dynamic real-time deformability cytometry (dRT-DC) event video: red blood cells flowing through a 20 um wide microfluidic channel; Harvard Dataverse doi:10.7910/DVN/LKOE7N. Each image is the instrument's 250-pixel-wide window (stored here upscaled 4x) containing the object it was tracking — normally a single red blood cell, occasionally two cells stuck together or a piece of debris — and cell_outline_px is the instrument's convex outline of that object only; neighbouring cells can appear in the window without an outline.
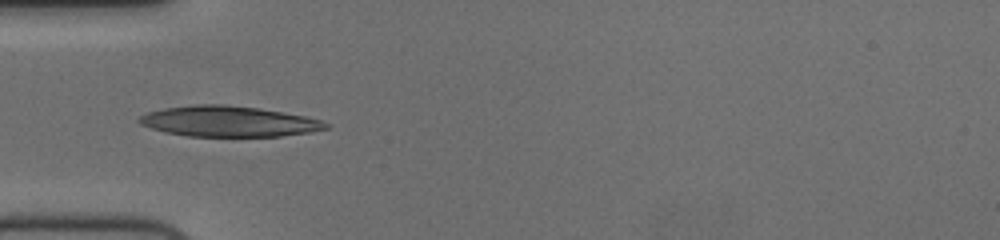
{"species": "human", "species_latin": "Homo sapiens", "temperature_condition": "cold", "stored_images_in_passage": 39, "camera_frame_rate_fps": 3000, "um_per_image_px": 0.085, "donor": {"sex": "female"}, "frame": {"image": 1, "passage_image": 1, "time_ms": 0.0, "image_size_px": [1000, 240], "cell_outline_px": [[328, 128], [312, 132], [280, 136], [188, 136], [164, 132], [140, 124], [136, 120], [140, 116], [148, 112], [164, 108], [196, 104], [224, 104], [260, 108], [304, 116], [320, 120], [328, 124]], "centroid_in_image_um": [19.41, 10.31], "position_along_channel_um": 65.6, "area_um2": 33.23}}
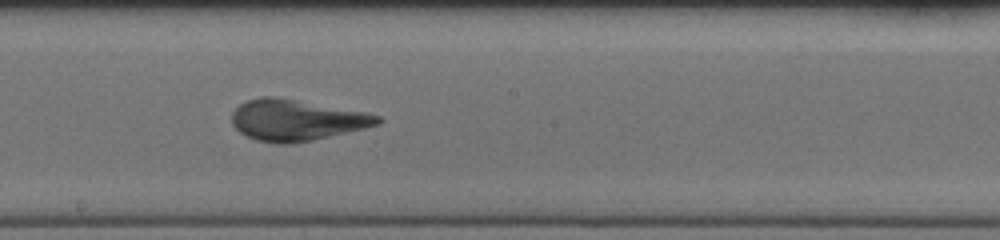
{"frame": {"image": 2, "passage_image": 14, "time_ms": 4.333, "image_size_px": [1000, 240], "cell_outline_px": [[384, 120], [376, 124], [312, 140], [288, 144], [280, 144], [256, 140], [240, 132], [232, 124], [232, 112], [240, 104], [248, 100], [260, 96], [276, 96], [364, 112], [380, 116]], "centroid_in_image_um": [25.13, 10.19], "position_along_channel_um": 223.1, "area_um2": 34.33}}
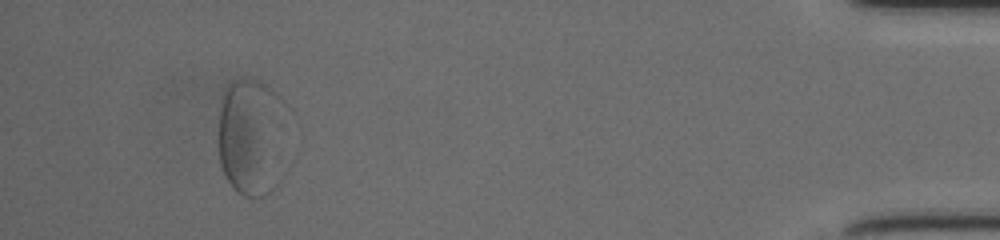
{"frame": {"image": 3, "passage_image": 35, "time_ms": 11.333, "image_size_px": [1000, 240], "cell_outline_px": [[276, 188], [264, 196], [244, 196], [228, 180], [220, 164], [220, 108], [224, 88], [232, 80], [252, 80], [264, 84], [276, 96]], "centroid_in_image_um": [21.15, 11.65], "position_along_channel_um": 414.0, "area_um2": 42.48}, "authors_computed_cell_mechanics": {"area_um2": 34.3332, "velocity_mm_per_s": 3.6742, "shape_relaxation_time_tau1_ms": 10.2034, "shape_relaxation_time_tau2_ms": null, "deformation_change_tau1": 0.3681, "deformation_change_tau2": null}}